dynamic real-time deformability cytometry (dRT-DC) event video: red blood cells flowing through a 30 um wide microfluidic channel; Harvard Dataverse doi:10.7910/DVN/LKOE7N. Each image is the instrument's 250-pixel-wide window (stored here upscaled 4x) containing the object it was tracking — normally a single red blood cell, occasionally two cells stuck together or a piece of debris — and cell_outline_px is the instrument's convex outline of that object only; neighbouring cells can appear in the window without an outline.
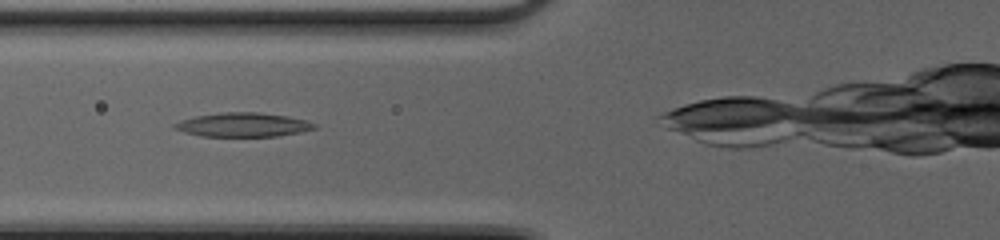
{"species": "common noctule bat (a hibernating species)", "species_latin": "Nyctalus noctula", "temperature_condition": "cold", "stored_images_in_passage": 32, "camera_frame_rate_fps": 3000, "um_per_image_px": 0.085, "animal": {"sex": "female", "body_mass_g": 20.0, "forearm_length_mm": 54.0}, "frame": {"image": 1, "passage_image": 11, "time_ms": 3.333, "image_size_px": [1000, 240], "cell_outline_px": [[316, 128], [300, 132], [276, 136], [200, 136], [184, 132], [172, 128], [172, 124], [180, 120], [196, 116], [224, 112], [260, 112], [288, 116], [308, 120], [316, 124]], "centroid_in_image_um": [20.65, 10.6], "position_along_channel_um": 105.2, "area_um2": 19.65}}
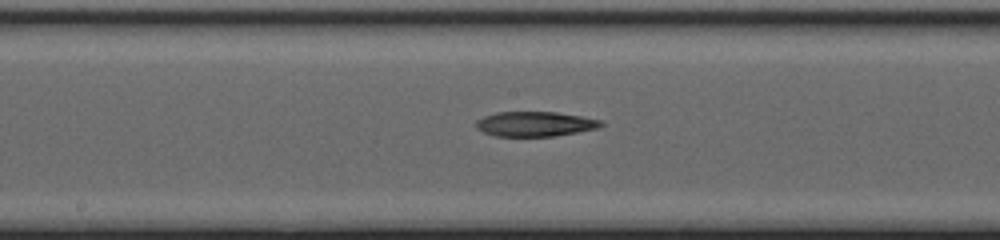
{"frame": {"image": 2, "passage_image": 18, "time_ms": 5.667, "image_size_px": [1000, 240], "cell_outline_px": [[604, 124], [596, 128], [556, 136], [496, 136], [484, 132], [476, 128], [476, 120], [484, 116], [496, 112], [556, 112], [604, 120]], "centroid_in_image_um": [45.47, 10.53], "position_along_channel_um": 202.7, "area_um2": 18.03}}
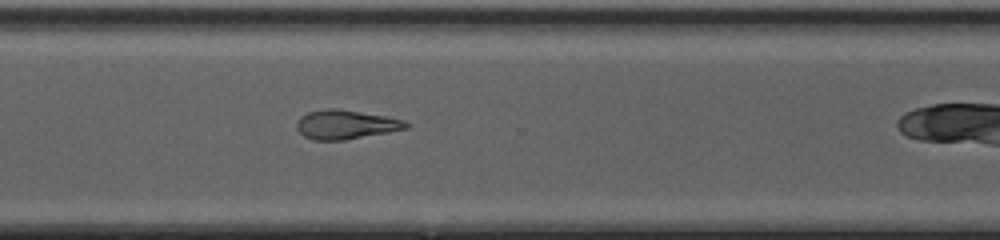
{"frame": {"image": 3, "passage_image": 28, "time_ms": 9.0, "image_size_px": [1000, 240], "cell_outline_px": [[412, 124], [408, 128], [388, 132], [344, 140], [312, 140], [304, 136], [296, 128], [296, 120], [300, 116], [308, 112], [328, 108], [332, 108], [388, 116], [404, 120]], "centroid_in_image_um": [29.39, 10.59], "position_along_channel_um": 341.2, "area_um2": 18.61}}